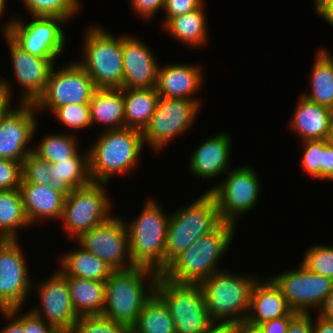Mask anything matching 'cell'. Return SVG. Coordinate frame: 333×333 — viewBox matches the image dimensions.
<instances>
[{
	"mask_svg": "<svg viewBox=\"0 0 333 333\" xmlns=\"http://www.w3.org/2000/svg\"><path fill=\"white\" fill-rule=\"evenodd\" d=\"M159 273L144 266L113 270L105 282L102 315L131 328L145 303L155 293Z\"/></svg>",
	"mask_w": 333,
	"mask_h": 333,
	"instance_id": "6da1fadb",
	"label": "cell"
},
{
	"mask_svg": "<svg viewBox=\"0 0 333 333\" xmlns=\"http://www.w3.org/2000/svg\"><path fill=\"white\" fill-rule=\"evenodd\" d=\"M235 230V224L222 222L176 257L161 275L174 283L200 284L222 270L218 262L231 246Z\"/></svg>",
	"mask_w": 333,
	"mask_h": 333,
	"instance_id": "7a4b0ae2",
	"label": "cell"
},
{
	"mask_svg": "<svg viewBox=\"0 0 333 333\" xmlns=\"http://www.w3.org/2000/svg\"><path fill=\"white\" fill-rule=\"evenodd\" d=\"M88 148L93 182L108 183L112 176H127L145 147L141 131L131 128L102 130Z\"/></svg>",
	"mask_w": 333,
	"mask_h": 333,
	"instance_id": "3957f363",
	"label": "cell"
},
{
	"mask_svg": "<svg viewBox=\"0 0 333 333\" xmlns=\"http://www.w3.org/2000/svg\"><path fill=\"white\" fill-rule=\"evenodd\" d=\"M169 215L165 269L195 241L215 230L223 222L214 197L207 191Z\"/></svg>",
	"mask_w": 333,
	"mask_h": 333,
	"instance_id": "277c9868",
	"label": "cell"
},
{
	"mask_svg": "<svg viewBox=\"0 0 333 333\" xmlns=\"http://www.w3.org/2000/svg\"><path fill=\"white\" fill-rule=\"evenodd\" d=\"M216 272L201 282L207 312L213 322L240 323L247 319L255 275Z\"/></svg>",
	"mask_w": 333,
	"mask_h": 333,
	"instance_id": "5b68a950",
	"label": "cell"
},
{
	"mask_svg": "<svg viewBox=\"0 0 333 333\" xmlns=\"http://www.w3.org/2000/svg\"><path fill=\"white\" fill-rule=\"evenodd\" d=\"M169 217L155 199L148 197L139 216L130 222L125 221L130 256L135 266L151 268L159 274L165 270Z\"/></svg>",
	"mask_w": 333,
	"mask_h": 333,
	"instance_id": "8992f818",
	"label": "cell"
},
{
	"mask_svg": "<svg viewBox=\"0 0 333 333\" xmlns=\"http://www.w3.org/2000/svg\"><path fill=\"white\" fill-rule=\"evenodd\" d=\"M86 29L83 59L76 61L87 71L96 88H122V34L115 36L97 24Z\"/></svg>",
	"mask_w": 333,
	"mask_h": 333,
	"instance_id": "52a82bcc",
	"label": "cell"
},
{
	"mask_svg": "<svg viewBox=\"0 0 333 333\" xmlns=\"http://www.w3.org/2000/svg\"><path fill=\"white\" fill-rule=\"evenodd\" d=\"M155 293L168 307L176 333H203L213 324L199 284L174 283L160 274Z\"/></svg>",
	"mask_w": 333,
	"mask_h": 333,
	"instance_id": "ba28073f",
	"label": "cell"
},
{
	"mask_svg": "<svg viewBox=\"0 0 333 333\" xmlns=\"http://www.w3.org/2000/svg\"><path fill=\"white\" fill-rule=\"evenodd\" d=\"M107 183L92 182L74 189L66 198L61 217L62 227L68 239L76 240L83 233L106 222L114 215L111 213L112 201Z\"/></svg>",
	"mask_w": 333,
	"mask_h": 333,
	"instance_id": "9c48e42d",
	"label": "cell"
},
{
	"mask_svg": "<svg viewBox=\"0 0 333 333\" xmlns=\"http://www.w3.org/2000/svg\"><path fill=\"white\" fill-rule=\"evenodd\" d=\"M32 20V21H31ZM30 22L13 17L0 28L2 36L8 35L20 48L40 58H51L55 63L66 46V34L60 17H33Z\"/></svg>",
	"mask_w": 333,
	"mask_h": 333,
	"instance_id": "30bf717a",
	"label": "cell"
},
{
	"mask_svg": "<svg viewBox=\"0 0 333 333\" xmlns=\"http://www.w3.org/2000/svg\"><path fill=\"white\" fill-rule=\"evenodd\" d=\"M221 183L212 185L209 192L215 199L223 222L237 224L241 215L249 213L261 196V180L251 166L230 169Z\"/></svg>",
	"mask_w": 333,
	"mask_h": 333,
	"instance_id": "8fae6325",
	"label": "cell"
},
{
	"mask_svg": "<svg viewBox=\"0 0 333 333\" xmlns=\"http://www.w3.org/2000/svg\"><path fill=\"white\" fill-rule=\"evenodd\" d=\"M200 109L201 105L194 100L159 97L151 121L142 132L144 144L153 152L163 150L195 124Z\"/></svg>",
	"mask_w": 333,
	"mask_h": 333,
	"instance_id": "7c38bea8",
	"label": "cell"
},
{
	"mask_svg": "<svg viewBox=\"0 0 333 333\" xmlns=\"http://www.w3.org/2000/svg\"><path fill=\"white\" fill-rule=\"evenodd\" d=\"M58 68L53 67L43 94L34 103L40 114L45 109L52 113L63 105L89 104L96 90L93 80L76 60Z\"/></svg>",
	"mask_w": 333,
	"mask_h": 333,
	"instance_id": "4fadbf2b",
	"label": "cell"
},
{
	"mask_svg": "<svg viewBox=\"0 0 333 333\" xmlns=\"http://www.w3.org/2000/svg\"><path fill=\"white\" fill-rule=\"evenodd\" d=\"M84 250L102 259L113 270L135 266L129 251V234L122 217L114 214L106 222L80 235L76 240Z\"/></svg>",
	"mask_w": 333,
	"mask_h": 333,
	"instance_id": "5bb4252c",
	"label": "cell"
},
{
	"mask_svg": "<svg viewBox=\"0 0 333 333\" xmlns=\"http://www.w3.org/2000/svg\"><path fill=\"white\" fill-rule=\"evenodd\" d=\"M19 239L0 240V308H24L32 283Z\"/></svg>",
	"mask_w": 333,
	"mask_h": 333,
	"instance_id": "9a60e30c",
	"label": "cell"
},
{
	"mask_svg": "<svg viewBox=\"0 0 333 333\" xmlns=\"http://www.w3.org/2000/svg\"><path fill=\"white\" fill-rule=\"evenodd\" d=\"M281 289L289 307L297 313H312L321 308L333 287V280L299 265L270 277Z\"/></svg>",
	"mask_w": 333,
	"mask_h": 333,
	"instance_id": "2e32d148",
	"label": "cell"
},
{
	"mask_svg": "<svg viewBox=\"0 0 333 333\" xmlns=\"http://www.w3.org/2000/svg\"><path fill=\"white\" fill-rule=\"evenodd\" d=\"M49 277L32 286L41 307L30 310L57 331H70L80 316L73 307L67 280L56 270Z\"/></svg>",
	"mask_w": 333,
	"mask_h": 333,
	"instance_id": "e0dca14e",
	"label": "cell"
},
{
	"mask_svg": "<svg viewBox=\"0 0 333 333\" xmlns=\"http://www.w3.org/2000/svg\"><path fill=\"white\" fill-rule=\"evenodd\" d=\"M17 104L0 122V158L23 163L33 152L30 144L39 119L34 104Z\"/></svg>",
	"mask_w": 333,
	"mask_h": 333,
	"instance_id": "ac0fdd59",
	"label": "cell"
},
{
	"mask_svg": "<svg viewBox=\"0 0 333 333\" xmlns=\"http://www.w3.org/2000/svg\"><path fill=\"white\" fill-rule=\"evenodd\" d=\"M4 38L10 50L14 78L23 87L19 103L34 104L43 94L56 64L51 58H40L24 51L8 35H4Z\"/></svg>",
	"mask_w": 333,
	"mask_h": 333,
	"instance_id": "d6986e66",
	"label": "cell"
},
{
	"mask_svg": "<svg viewBox=\"0 0 333 333\" xmlns=\"http://www.w3.org/2000/svg\"><path fill=\"white\" fill-rule=\"evenodd\" d=\"M146 42L136 36L122 34L123 82L122 88L156 87L160 64Z\"/></svg>",
	"mask_w": 333,
	"mask_h": 333,
	"instance_id": "ffe728a7",
	"label": "cell"
},
{
	"mask_svg": "<svg viewBox=\"0 0 333 333\" xmlns=\"http://www.w3.org/2000/svg\"><path fill=\"white\" fill-rule=\"evenodd\" d=\"M223 131L203 140L189 157L188 169L201 180H212L229 171L231 136ZM229 161V162H228Z\"/></svg>",
	"mask_w": 333,
	"mask_h": 333,
	"instance_id": "44dd1931",
	"label": "cell"
},
{
	"mask_svg": "<svg viewBox=\"0 0 333 333\" xmlns=\"http://www.w3.org/2000/svg\"><path fill=\"white\" fill-rule=\"evenodd\" d=\"M201 68L202 66L188 63L160 65L156 83L159 97L185 98L197 101L202 106L200 101L202 99L197 94L205 82L204 72Z\"/></svg>",
	"mask_w": 333,
	"mask_h": 333,
	"instance_id": "7402d4cb",
	"label": "cell"
},
{
	"mask_svg": "<svg viewBox=\"0 0 333 333\" xmlns=\"http://www.w3.org/2000/svg\"><path fill=\"white\" fill-rule=\"evenodd\" d=\"M258 279L251 292L250 310L246 321L260 325L280 317H294L281 289L269 277Z\"/></svg>",
	"mask_w": 333,
	"mask_h": 333,
	"instance_id": "603a6c76",
	"label": "cell"
},
{
	"mask_svg": "<svg viewBox=\"0 0 333 333\" xmlns=\"http://www.w3.org/2000/svg\"><path fill=\"white\" fill-rule=\"evenodd\" d=\"M19 189L30 225L41 224V221L49 219H61L66 197L55 191L50 184L22 182Z\"/></svg>",
	"mask_w": 333,
	"mask_h": 333,
	"instance_id": "cb8c5ba5",
	"label": "cell"
},
{
	"mask_svg": "<svg viewBox=\"0 0 333 333\" xmlns=\"http://www.w3.org/2000/svg\"><path fill=\"white\" fill-rule=\"evenodd\" d=\"M289 128L301 141L331 139V120L328 107L298 98Z\"/></svg>",
	"mask_w": 333,
	"mask_h": 333,
	"instance_id": "d4e9b609",
	"label": "cell"
},
{
	"mask_svg": "<svg viewBox=\"0 0 333 333\" xmlns=\"http://www.w3.org/2000/svg\"><path fill=\"white\" fill-rule=\"evenodd\" d=\"M84 152V153H83ZM78 151L69 160L51 163L50 186L67 197L74 189L87 186L93 182L90 175L89 152Z\"/></svg>",
	"mask_w": 333,
	"mask_h": 333,
	"instance_id": "484cf974",
	"label": "cell"
},
{
	"mask_svg": "<svg viewBox=\"0 0 333 333\" xmlns=\"http://www.w3.org/2000/svg\"><path fill=\"white\" fill-rule=\"evenodd\" d=\"M79 248L65 254H61L58 259L59 268L56 270L63 277H77L88 280L106 282L113 272L102 259L94 254Z\"/></svg>",
	"mask_w": 333,
	"mask_h": 333,
	"instance_id": "4316f807",
	"label": "cell"
},
{
	"mask_svg": "<svg viewBox=\"0 0 333 333\" xmlns=\"http://www.w3.org/2000/svg\"><path fill=\"white\" fill-rule=\"evenodd\" d=\"M89 105L91 125L99 123L104 130L125 128L122 88H96Z\"/></svg>",
	"mask_w": 333,
	"mask_h": 333,
	"instance_id": "83f0119b",
	"label": "cell"
},
{
	"mask_svg": "<svg viewBox=\"0 0 333 333\" xmlns=\"http://www.w3.org/2000/svg\"><path fill=\"white\" fill-rule=\"evenodd\" d=\"M204 8L205 3L194 11L172 17L162 28L177 41L191 48L205 46L208 44L209 30Z\"/></svg>",
	"mask_w": 333,
	"mask_h": 333,
	"instance_id": "f1b7e54d",
	"label": "cell"
},
{
	"mask_svg": "<svg viewBox=\"0 0 333 333\" xmlns=\"http://www.w3.org/2000/svg\"><path fill=\"white\" fill-rule=\"evenodd\" d=\"M125 128L141 132L148 126L156 110L159 95L153 88H122Z\"/></svg>",
	"mask_w": 333,
	"mask_h": 333,
	"instance_id": "f546056e",
	"label": "cell"
},
{
	"mask_svg": "<svg viewBox=\"0 0 333 333\" xmlns=\"http://www.w3.org/2000/svg\"><path fill=\"white\" fill-rule=\"evenodd\" d=\"M67 280L73 307L79 316L102 315L105 307V282L77 277Z\"/></svg>",
	"mask_w": 333,
	"mask_h": 333,
	"instance_id": "4dcf8cb0",
	"label": "cell"
},
{
	"mask_svg": "<svg viewBox=\"0 0 333 333\" xmlns=\"http://www.w3.org/2000/svg\"><path fill=\"white\" fill-rule=\"evenodd\" d=\"M311 71V92L301 94L308 101L330 108L333 105V55L319 48Z\"/></svg>",
	"mask_w": 333,
	"mask_h": 333,
	"instance_id": "1f68e13d",
	"label": "cell"
},
{
	"mask_svg": "<svg viewBox=\"0 0 333 333\" xmlns=\"http://www.w3.org/2000/svg\"><path fill=\"white\" fill-rule=\"evenodd\" d=\"M29 226L20 189L0 190V240L19 239L18 230Z\"/></svg>",
	"mask_w": 333,
	"mask_h": 333,
	"instance_id": "d6a6232c",
	"label": "cell"
},
{
	"mask_svg": "<svg viewBox=\"0 0 333 333\" xmlns=\"http://www.w3.org/2000/svg\"><path fill=\"white\" fill-rule=\"evenodd\" d=\"M130 331L132 333H176L170 311L156 293L145 303Z\"/></svg>",
	"mask_w": 333,
	"mask_h": 333,
	"instance_id": "836d02e7",
	"label": "cell"
},
{
	"mask_svg": "<svg viewBox=\"0 0 333 333\" xmlns=\"http://www.w3.org/2000/svg\"><path fill=\"white\" fill-rule=\"evenodd\" d=\"M69 132L45 134L42 139H39L40 142L33 147V153L50 163L69 160L80 150L78 138L74 135L76 132Z\"/></svg>",
	"mask_w": 333,
	"mask_h": 333,
	"instance_id": "e575fe53",
	"label": "cell"
},
{
	"mask_svg": "<svg viewBox=\"0 0 333 333\" xmlns=\"http://www.w3.org/2000/svg\"><path fill=\"white\" fill-rule=\"evenodd\" d=\"M33 17H60L71 20L81 8L80 0H22Z\"/></svg>",
	"mask_w": 333,
	"mask_h": 333,
	"instance_id": "d590c367",
	"label": "cell"
},
{
	"mask_svg": "<svg viewBox=\"0 0 333 333\" xmlns=\"http://www.w3.org/2000/svg\"><path fill=\"white\" fill-rule=\"evenodd\" d=\"M301 266L333 280V246L327 244H313L302 257Z\"/></svg>",
	"mask_w": 333,
	"mask_h": 333,
	"instance_id": "8d00e7d4",
	"label": "cell"
},
{
	"mask_svg": "<svg viewBox=\"0 0 333 333\" xmlns=\"http://www.w3.org/2000/svg\"><path fill=\"white\" fill-rule=\"evenodd\" d=\"M71 333H130L125 324L115 322L103 315L80 316L72 325Z\"/></svg>",
	"mask_w": 333,
	"mask_h": 333,
	"instance_id": "74e56055",
	"label": "cell"
},
{
	"mask_svg": "<svg viewBox=\"0 0 333 333\" xmlns=\"http://www.w3.org/2000/svg\"><path fill=\"white\" fill-rule=\"evenodd\" d=\"M55 118L70 131L86 130L91 125L89 104H68L56 108L52 112Z\"/></svg>",
	"mask_w": 333,
	"mask_h": 333,
	"instance_id": "f35d334b",
	"label": "cell"
},
{
	"mask_svg": "<svg viewBox=\"0 0 333 333\" xmlns=\"http://www.w3.org/2000/svg\"><path fill=\"white\" fill-rule=\"evenodd\" d=\"M303 156L301 165L303 171L312 178L321 180V165H323L324 140L303 141Z\"/></svg>",
	"mask_w": 333,
	"mask_h": 333,
	"instance_id": "ab89813d",
	"label": "cell"
},
{
	"mask_svg": "<svg viewBox=\"0 0 333 333\" xmlns=\"http://www.w3.org/2000/svg\"><path fill=\"white\" fill-rule=\"evenodd\" d=\"M50 166L49 161L39 158L33 152L29 153L22 163V182L50 184Z\"/></svg>",
	"mask_w": 333,
	"mask_h": 333,
	"instance_id": "60d3db41",
	"label": "cell"
},
{
	"mask_svg": "<svg viewBox=\"0 0 333 333\" xmlns=\"http://www.w3.org/2000/svg\"><path fill=\"white\" fill-rule=\"evenodd\" d=\"M22 176L21 162L0 158V190L19 189Z\"/></svg>",
	"mask_w": 333,
	"mask_h": 333,
	"instance_id": "b9f144b4",
	"label": "cell"
},
{
	"mask_svg": "<svg viewBox=\"0 0 333 333\" xmlns=\"http://www.w3.org/2000/svg\"><path fill=\"white\" fill-rule=\"evenodd\" d=\"M205 0H164L162 27L172 18L200 8Z\"/></svg>",
	"mask_w": 333,
	"mask_h": 333,
	"instance_id": "7bdbcfd3",
	"label": "cell"
},
{
	"mask_svg": "<svg viewBox=\"0 0 333 333\" xmlns=\"http://www.w3.org/2000/svg\"><path fill=\"white\" fill-rule=\"evenodd\" d=\"M131 11L135 12V15H139V18L150 21L154 19L156 13L163 10L164 0H129ZM161 9V10H160Z\"/></svg>",
	"mask_w": 333,
	"mask_h": 333,
	"instance_id": "ee69618b",
	"label": "cell"
},
{
	"mask_svg": "<svg viewBox=\"0 0 333 333\" xmlns=\"http://www.w3.org/2000/svg\"><path fill=\"white\" fill-rule=\"evenodd\" d=\"M24 333H55L57 330L35 315L30 309L22 314Z\"/></svg>",
	"mask_w": 333,
	"mask_h": 333,
	"instance_id": "f6af8a7d",
	"label": "cell"
},
{
	"mask_svg": "<svg viewBox=\"0 0 333 333\" xmlns=\"http://www.w3.org/2000/svg\"><path fill=\"white\" fill-rule=\"evenodd\" d=\"M21 309L22 308H14L0 311L3 315L2 317L5 319L4 321L7 323L4 327H1L0 333H24Z\"/></svg>",
	"mask_w": 333,
	"mask_h": 333,
	"instance_id": "bcb514c9",
	"label": "cell"
},
{
	"mask_svg": "<svg viewBox=\"0 0 333 333\" xmlns=\"http://www.w3.org/2000/svg\"><path fill=\"white\" fill-rule=\"evenodd\" d=\"M312 313H297L290 321L286 333H313Z\"/></svg>",
	"mask_w": 333,
	"mask_h": 333,
	"instance_id": "7dc6e473",
	"label": "cell"
},
{
	"mask_svg": "<svg viewBox=\"0 0 333 333\" xmlns=\"http://www.w3.org/2000/svg\"><path fill=\"white\" fill-rule=\"evenodd\" d=\"M321 180L333 181V140H324L323 165H321Z\"/></svg>",
	"mask_w": 333,
	"mask_h": 333,
	"instance_id": "c3c4849f",
	"label": "cell"
},
{
	"mask_svg": "<svg viewBox=\"0 0 333 333\" xmlns=\"http://www.w3.org/2000/svg\"><path fill=\"white\" fill-rule=\"evenodd\" d=\"M10 81L6 78H0V122L1 120L11 111L12 103L11 98L13 97Z\"/></svg>",
	"mask_w": 333,
	"mask_h": 333,
	"instance_id": "681fc988",
	"label": "cell"
},
{
	"mask_svg": "<svg viewBox=\"0 0 333 333\" xmlns=\"http://www.w3.org/2000/svg\"><path fill=\"white\" fill-rule=\"evenodd\" d=\"M317 15L333 27V0H313Z\"/></svg>",
	"mask_w": 333,
	"mask_h": 333,
	"instance_id": "f907efd6",
	"label": "cell"
},
{
	"mask_svg": "<svg viewBox=\"0 0 333 333\" xmlns=\"http://www.w3.org/2000/svg\"><path fill=\"white\" fill-rule=\"evenodd\" d=\"M293 317H280L260 324L265 333H286Z\"/></svg>",
	"mask_w": 333,
	"mask_h": 333,
	"instance_id": "816d5d0a",
	"label": "cell"
},
{
	"mask_svg": "<svg viewBox=\"0 0 333 333\" xmlns=\"http://www.w3.org/2000/svg\"><path fill=\"white\" fill-rule=\"evenodd\" d=\"M312 316L313 333H333V320L321 317L317 314L316 320Z\"/></svg>",
	"mask_w": 333,
	"mask_h": 333,
	"instance_id": "f5cc1de1",
	"label": "cell"
},
{
	"mask_svg": "<svg viewBox=\"0 0 333 333\" xmlns=\"http://www.w3.org/2000/svg\"><path fill=\"white\" fill-rule=\"evenodd\" d=\"M203 333H237V324L213 322Z\"/></svg>",
	"mask_w": 333,
	"mask_h": 333,
	"instance_id": "db71d44e",
	"label": "cell"
},
{
	"mask_svg": "<svg viewBox=\"0 0 333 333\" xmlns=\"http://www.w3.org/2000/svg\"><path fill=\"white\" fill-rule=\"evenodd\" d=\"M317 312L319 316L333 320V287L323 305Z\"/></svg>",
	"mask_w": 333,
	"mask_h": 333,
	"instance_id": "11a10c76",
	"label": "cell"
},
{
	"mask_svg": "<svg viewBox=\"0 0 333 333\" xmlns=\"http://www.w3.org/2000/svg\"><path fill=\"white\" fill-rule=\"evenodd\" d=\"M237 333H265L260 325L251 324L244 320L237 323Z\"/></svg>",
	"mask_w": 333,
	"mask_h": 333,
	"instance_id": "9f6ffc18",
	"label": "cell"
},
{
	"mask_svg": "<svg viewBox=\"0 0 333 333\" xmlns=\"http://www.w3.org/2000/svg\"><path fill=\"white\" fill-rule=\"evenodd\" d=\"M7 1L8 0H0V18L3 17L4 12H6Z\"/></svg>",
	"mask_w": 333,
	"mask_h": 333,
	"instance_id": "6f0895ef",
	"label": "cell"
},
{
	"mask_svg": "<svg viewBox=\"0 0 333 333\" xmlns=\"http://www.w3.org/2000/svg\"><path fill=\"white\" fill-rule=\"evenodd\" d=\"M331 120V139L333 140V105L329 108Z\"/></svg>",
	"mask_w": 333,
	"mask_h": 333,
	"instance_id": "680465c9",
	"label": "cell"
},
{
	"mask_svg": "<svg viewBox=\"0 0 333 333\" xmlns=\"http://www.w3.org/2000/svg\"><path fill=\"white\" fill-rule=\"evenodd\" d=\"M55 333H71L70 331H56Z\"/></svg>",
	"mask_w": 333,
	"mask_h": 333,
	"instance_id": "91938a15",
	"label": "cell"
}]
</instances>
